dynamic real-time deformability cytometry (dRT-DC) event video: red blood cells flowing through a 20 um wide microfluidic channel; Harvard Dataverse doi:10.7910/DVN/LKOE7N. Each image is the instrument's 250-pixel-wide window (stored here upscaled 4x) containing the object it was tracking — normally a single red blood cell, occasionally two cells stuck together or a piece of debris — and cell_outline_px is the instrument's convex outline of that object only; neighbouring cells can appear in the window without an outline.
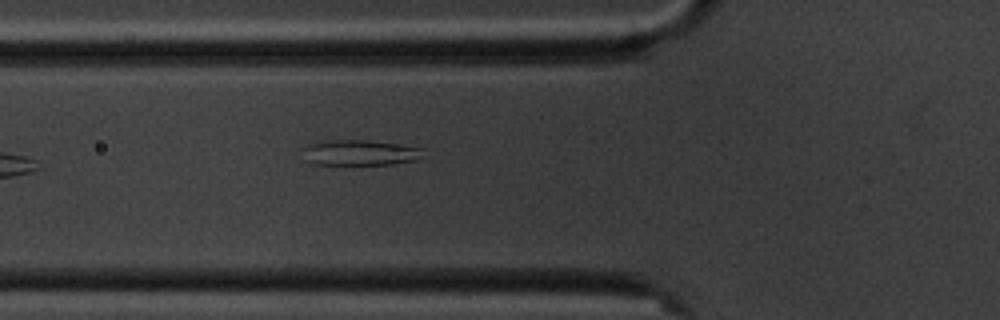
{"species": "common noctule bat (a hibernating species)", "species_latin": "Nyctalus noctula", "temperature_condition": "cold", "stored_images_in_passage": 7, "camera_frame_rate_fps": 3000, "um_per_image_px": 0.085, "animal": {"sex": "male", "body_mass_g": 20.1, "forearm_length_mm": 53.5}, "frame": {"image": 1, "passage_image": 7, "time_ms": 6.667, "image_size_px": [1000, 320], "cell_outline_px": [[424, 148], [416, 160], [392, 164], [312, 164], [304, 160], [300, 148], [308, 144], [324, 140], [368, 140]], "centroid_in_image_um": [30.46, 12.97], "position_along_channel_um": 95.3, "area_um2": 17.98}}